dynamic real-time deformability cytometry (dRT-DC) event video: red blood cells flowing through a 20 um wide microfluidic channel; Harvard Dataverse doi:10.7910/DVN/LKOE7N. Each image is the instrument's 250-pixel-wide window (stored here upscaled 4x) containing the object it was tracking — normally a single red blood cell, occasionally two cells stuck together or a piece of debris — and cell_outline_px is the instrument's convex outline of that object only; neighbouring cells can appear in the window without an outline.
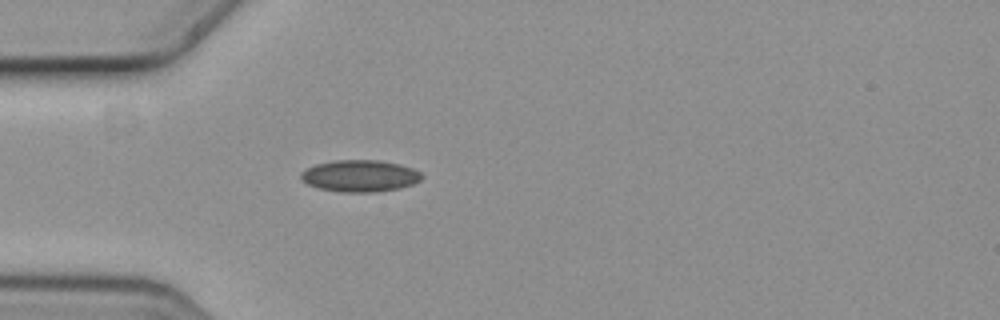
{"species": "common noctule bat (a hibernating species)", "species_latin": "Nyctalus noctula", "temperature_condition": "cold", "stored_images_in_passage": 2, "camera_frame_rate_fps": 3000, "um_per_image_px": 0.085, "animal": {"sex": "female", "body_mass_g": 19.3, "forearm_length_mm": 54.1}, "frame": {"image": 1, "passage_image": 2, "time_ms": 0.333, "image_size_px": [1000, 320], "cell_outline_px": [[424, 176], [420, 180], [412, 184], [396, 188], [372, 192], [340, 192], [320, 188], [308, 184], [300, 176], [308, 168], [316, 164], [332, 160], [380, 160], [400, 164], [412, 168], [420, 172]], "centroid_in_image_um": [30.62, 14.94], "position_along_channel_um": 54.4, "area_um2": 22.08}}